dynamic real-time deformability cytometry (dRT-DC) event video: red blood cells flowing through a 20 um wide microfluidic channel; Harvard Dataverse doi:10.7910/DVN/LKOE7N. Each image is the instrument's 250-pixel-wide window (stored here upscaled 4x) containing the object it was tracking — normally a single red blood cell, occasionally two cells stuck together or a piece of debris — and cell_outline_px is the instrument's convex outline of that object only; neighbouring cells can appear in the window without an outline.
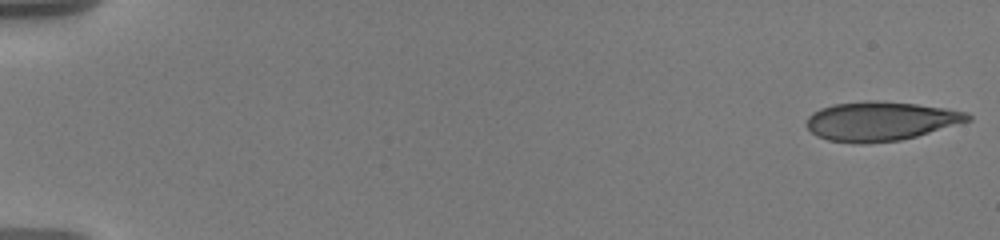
{"species": "human", "species_latin": "Homo sapiens", "temperature_condition": "warm", "stored_images_in_passage": 48, "camera_frame_rate_fps": 3000, "um_per_image_px": 0.085, "donor": {"sex": "male"}, "frame": {"image": 1, "passage_image": 1, "time_ms": 0.0, "image_size_px": [1000, 240], "cell_outline_px": [[972, 120], [916, 136], [900, 140], [864, 144], [852, 144], [828, 140], [816, 136], [804, 124], [808, 116], [812, 112], [820, 108], [832, 104], [868, 100], [872, 100], [916, 104], [944, 108], [968, 112], [972, 116]], "centroid_in_image_um": [74.8, 10.3], "position_along_channel_um": 10.2, "area_um2": 37.05}}
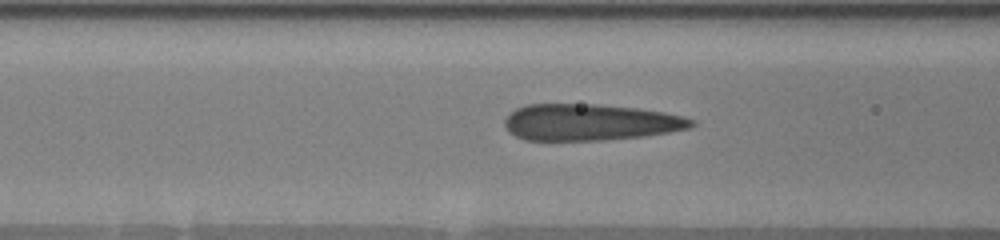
{"frame": {"image": 2, "passage_image": 24, "time_ms": 7.667, "image_size_px": [1000, 240], "cell_outline_px": [[696, 124], [692, 128], [644, 136], [604, 140], [524, 140], [508, 132], [504, 124], [504, 120], [508, 112], [516, 108], [528, 104], [600, 104], [636, 108], [664, 112], [684, 116], [696, 120]], "centroid_in_image_um": [50.16, 10.39], "position_along_channel_um": 116.4, "area_um2": 40.11}}
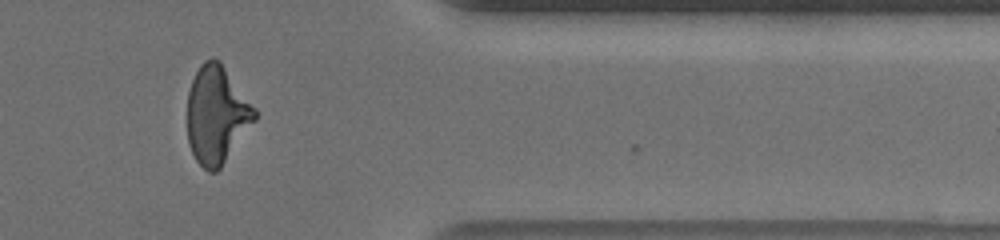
{"frame": {"image": 3, "passage_image": 43, "time_ms": 15.667, "image_size_px": [1000, 240], "cell_outline_px": [[256, 120], [220, 168], [216, 172], [208, 172], [196, 160], [188, 144], [188, 92], [192, 80], [200, 64], [204, 60], [212, 56], [220, 60], [256, 108]], "centroid_in_image_um": [18.42, 9.73], "position_along_channel_um": 393.0, "area_um2": 38.49}, "authors_computed_cell_mechanics": {"area_um2": 38.6971, "velocity_mm_per_s": 3.6159, "shape_relaxation_time_tau1_ms": 8.467, "shape_relaxation_time_tau2_ms": 0.8985, "deformation_change_tau1": 0.2693, "deformation_change_tau2": 0.1042}}